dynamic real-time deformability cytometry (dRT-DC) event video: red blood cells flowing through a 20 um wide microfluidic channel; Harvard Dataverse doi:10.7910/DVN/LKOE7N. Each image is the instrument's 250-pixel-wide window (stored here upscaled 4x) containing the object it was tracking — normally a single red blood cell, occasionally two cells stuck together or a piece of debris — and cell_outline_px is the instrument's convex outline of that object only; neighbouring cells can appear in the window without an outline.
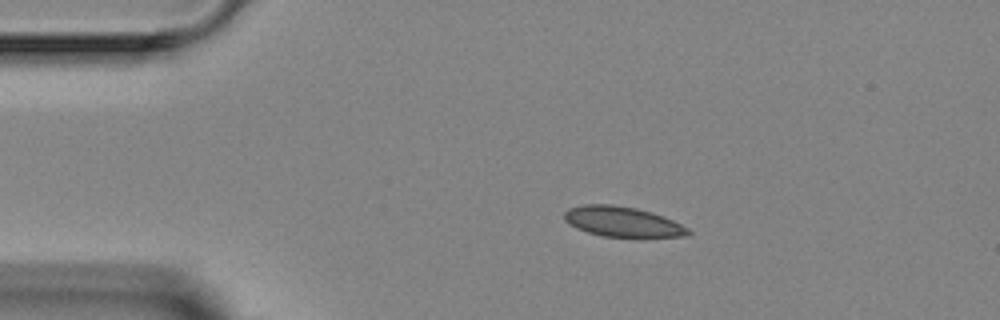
{"species": "Egyptian fruit bat (a non-hibernating species)", "species_latin": "Rousettus aegyptiacus", "temperature_condition": "room temperature", "stored_images_in_passage": 4, "camera_frame_rate_fps": 3000, "um_per_image_px": 0.085, "animal": {"sex": "female"}, "frame": {"image": 1, "passage_image": 3, "time_ms": 2.333, "image_size_px": [1000, 320], "cell_outline_px": [[692, 232], [688, 236], [604, 236], [588, 232], [576, 228], [568, 224], [564, 220], [564, 212], [568, 208], [584, 204], [612, 204], [636, 208], [652, 212], [672, 220], [688, 228]], "centroid_in_image_um": [52.86, 18.82], "position_along_channel_um": 32.1, "area_um2": 21.56}}